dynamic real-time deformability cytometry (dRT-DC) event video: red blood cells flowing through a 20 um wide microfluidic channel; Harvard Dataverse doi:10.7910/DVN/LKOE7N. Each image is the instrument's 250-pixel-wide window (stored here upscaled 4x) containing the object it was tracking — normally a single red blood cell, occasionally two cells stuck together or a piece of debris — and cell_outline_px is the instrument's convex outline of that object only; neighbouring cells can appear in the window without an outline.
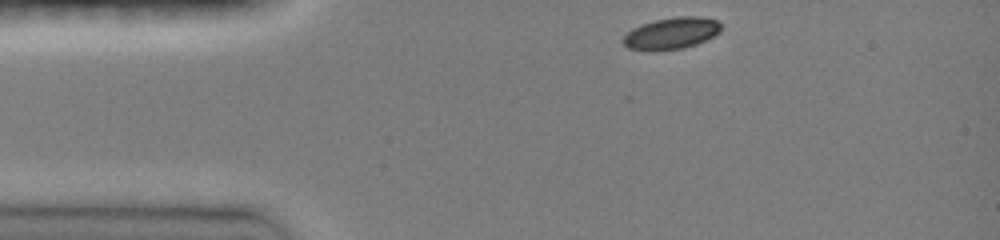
{"species": "common noctule bat (a hibernating species)", "species_latin": "Nyctalus noctula", "temperature_condition": "room temperature", "stored_images_in_passage": 35, "camera_frame_rate_fps": 3000, "um_per_image_px": 0.085, "animal": {"sex": "female", "body_mass_g": 19.0, "forearm_length_mm": 51.5}, "frame": {"image": 1, "passage_image": 1, "time_ms": 0.0, "image_size_px": [1000, 240], "cell_outline_px": [[720, 32], [696, 44], [684, 48], [648, 52], [628, 48], [624, 44], [624, 36], [632, 28], [656, 20], [676, 16], [696, 16], [716, 20], [720, 24]], "centroid_in_image_um": [57.04, 2.85], "position_along_channel_um": 28.0, "area_um2": 17.98}}
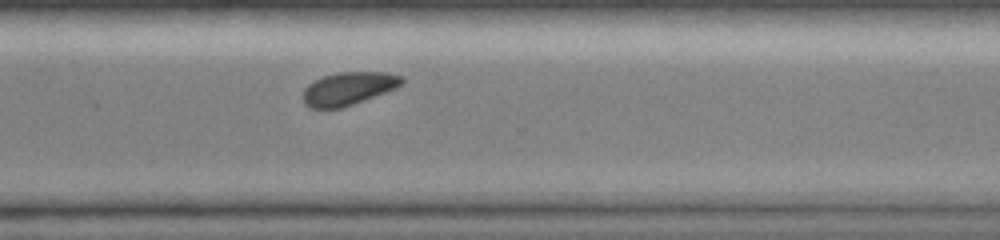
{"frame": {"image": 2, "passage_image": 28, "time_ms": 9.0, "image_size_px": [1000, 240], "cell_outline_px": [[404, 80], [396, 88], [352, 104], [340, 108], [308, 108], [304, 104], [304, 88], [308, 84], [324, 76], [340, 72], [388, 72], [404, 76]], "centroid_in_image_um": [29.62, 7.52], "position_along_channel_um": 341.0, "area_um2": 18.79}}
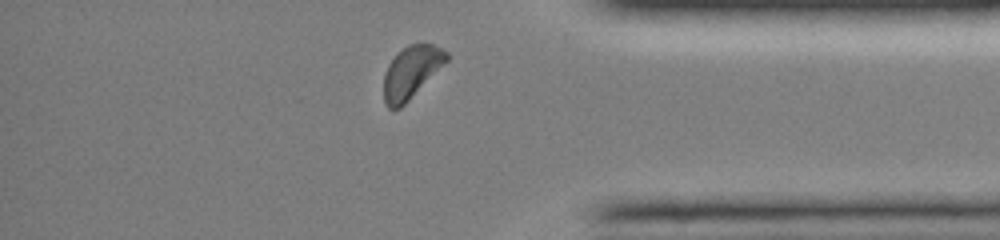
{"frame": {"image": 3, "passage_image": 33, "time_ms": 10.667, "image_size_px": [1000, 240], "cell_outline_px": [[448, 60], [400, 108], [388, 108], [384, 104], [384, 72], [388, 64], [408, 44], [432, 44], [448, 52]], "centroid_in_image_um": [34.94, 6.14], "position_along_channel_um": 400.3, "area_um2": 18.61}, "authors_computed_cell_mechanics": {"area_um2": 19.1896, "velocity_mm_per_s": 3.9766, "shape_relaxation_time_tau1_ms": 1.579, "shape_relaxation_time_tau2_ms": null, "deformation_change_tau1": 0.065, "deformation_change_tau2": null}}